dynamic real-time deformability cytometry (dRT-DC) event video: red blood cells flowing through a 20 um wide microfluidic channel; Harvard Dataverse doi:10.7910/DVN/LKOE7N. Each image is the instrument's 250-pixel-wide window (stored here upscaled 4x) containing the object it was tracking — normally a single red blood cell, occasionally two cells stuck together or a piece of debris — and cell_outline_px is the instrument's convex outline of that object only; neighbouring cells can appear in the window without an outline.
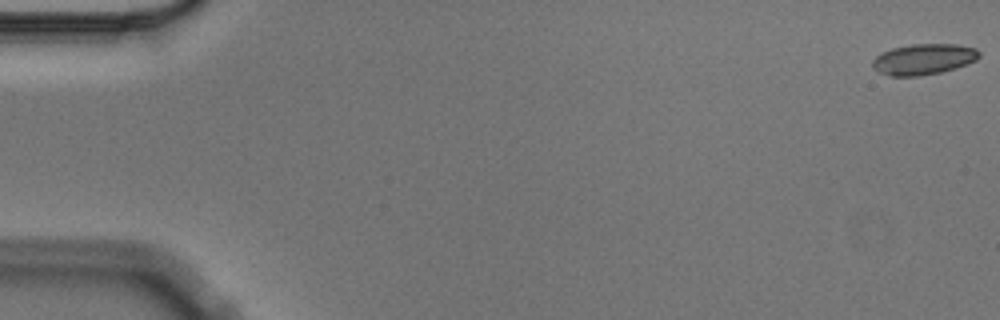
{"species": "Egyptian fruit bat (a non-hibernating species)", "species_latin": "Rousettus aegyptiacus", "temperature_condition": "cold", "stored_images_in_passage": 9, "camera_frame_rate_fps": 3000, "um_per_image_px": 0.085, "animal": {"sex": "male"}, "frame": {"image": 1, "passage_image": 1, "time_ms": 0.0, "image_size_px": [1000, 320], "cell_outline_px": [[980, 56], [976, 60], [956, 68], [940, 72], [920, 76], [892, 76], [880, 72], [872, 68], [872, 60], [880, 52], [892, 48], [912, 44], [960, 44], [976, 48], [980, 52]], "centroid_in_image_um": [78.5, 5.02], "position_along_channel_um": 6.5, "area_um2": 19.31}}
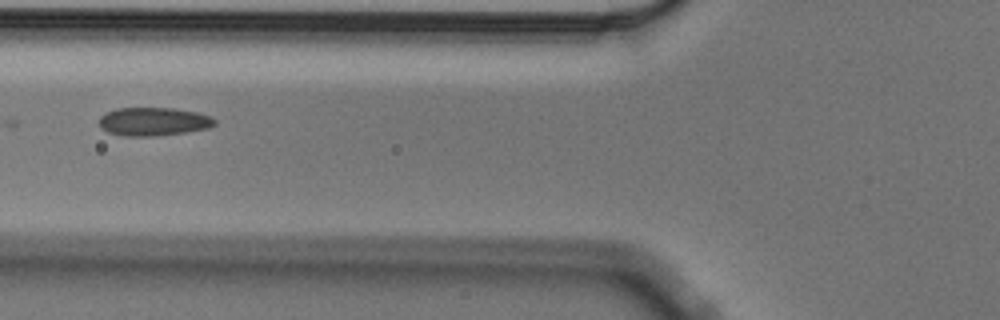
{"frame": {"image": 2, "passage_image": 7, "time_ms": 2.0, "image_size_px": [1000, 320], "cell_outline_px": [[216, 124], [208, 128], [188, 132], [156, 136], [124, 136], [108, 132], [100, 128], [100, 116], [104, 112], [116, 108], [172, 108], [196, 112], [212, 116], [216, 120]], "centroid_in_image_um": [13.04, 10.33], "position_along_channel_um": 112.8, "area_um2": 19.31}}
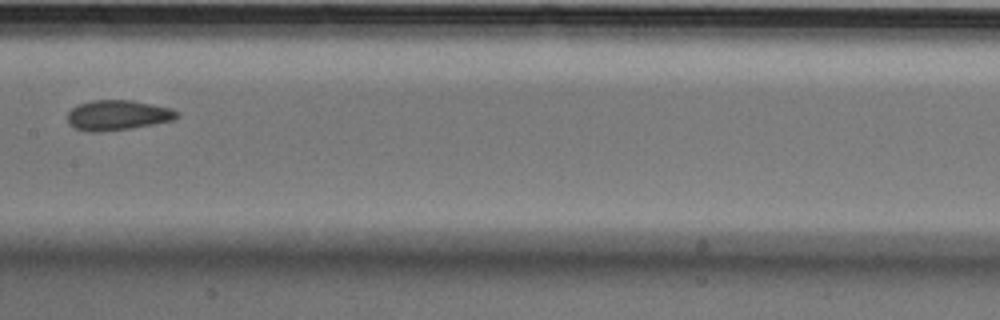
{"frame": {"image": 3, "passage_image": 9, "time_ms": 2.667, "image_size_px": [1000, 320], "cell_outline_px": [[180, 116], [176, 120], [132, 128], [100, 132], [88, 132], [72, 128], [68, 124], [68, 112], [72, 108], [80, 104], [92, 100], [132, 100], [152, 104], [168, 108], [176, 112]], "centroid_in_image_um": [9.98, 9.81], "position_along_channel_um": 197.4, "area_um2": 19.31}}